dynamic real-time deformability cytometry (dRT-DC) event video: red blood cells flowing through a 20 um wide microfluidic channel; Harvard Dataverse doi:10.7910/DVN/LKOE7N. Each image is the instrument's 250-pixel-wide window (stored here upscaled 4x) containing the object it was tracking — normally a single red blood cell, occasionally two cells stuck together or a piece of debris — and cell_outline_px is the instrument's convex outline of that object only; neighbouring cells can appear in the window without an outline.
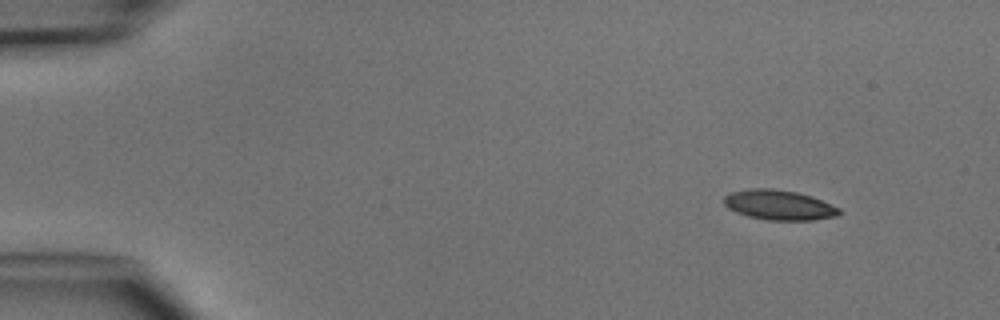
{"species": "common noctule bat (a hibernating species)", "species_latin": "Nyctalus noctula", "temperature_condition": "cold", "stored_images_in_passage": 5, "camera_frame_rate_fps": 3000, "um_per_image_px": 0.085, "animal": {"sex": "male", "body_mass_g": 15.6}, "frame": {"image": 1, "passage_image": 1, "time_ms": 0.0, "image_size_px": [1000, 320], "cell_outline_px": [[840, 212], [836, 216], [812, 220], [768, 220], [748, 216], [736, 212], [728, 208], [724, 204], [724, 196], [732, 192], [748, 188], [772, 188], [796, 192], [812, 196], [840, 208]], "centroid_in_image_um": [66.2, 17.42], "position_along_channel_um": 18.8, "area_um2": 20.06}}
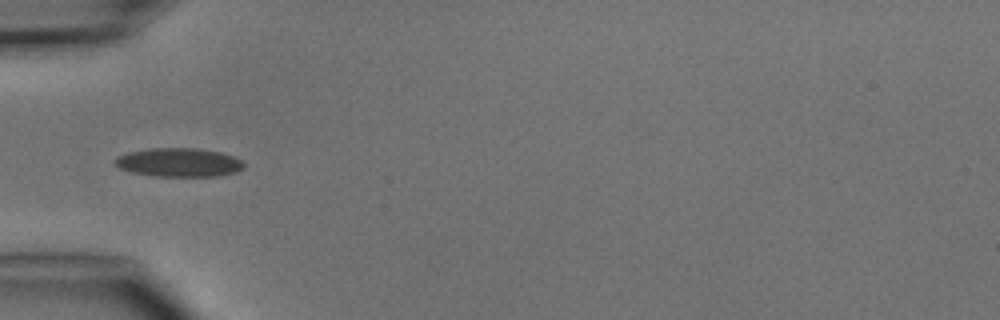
{"frame": {"image": 2, "passage_image": 4, "time_ms": 3.667, "image_size_px": [1000, 320], "cell_outline_px": [[244, 168], [236, 172], [220, 176], [156, 176], [132, 172], [120, 168], [112, 160], [116, 156], [128, 152], [148, 148], [200, 148], [220, 152], [232, 156], [240, 160], [244, 164]], "centroid_in_image_um": [15.19, 13.8], "position_along_channel_um": 69.8, "area_um2": 21.68}}